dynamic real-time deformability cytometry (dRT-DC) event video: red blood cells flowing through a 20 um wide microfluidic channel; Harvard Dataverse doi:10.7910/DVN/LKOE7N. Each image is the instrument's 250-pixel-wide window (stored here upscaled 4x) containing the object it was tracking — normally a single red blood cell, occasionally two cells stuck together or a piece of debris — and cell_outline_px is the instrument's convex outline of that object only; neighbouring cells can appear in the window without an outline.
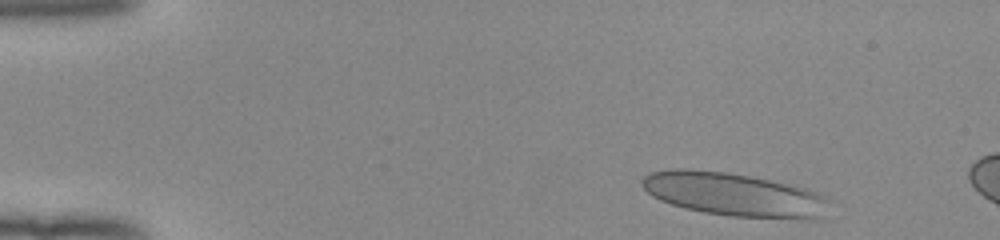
{"species": "human", "species_latin": "Homo sapiens", "temperature_condition": "room temperature", "stored_images_in_passage": 7, "camera_frame_rate_fps": 3000, "um_per_image_px": 0.085, "donor": {"sex": "female"}, "frame": {"image": 1, "passage_image": 2, "time_ms": 0.333, "image_size_px": [1000, 240], "cell_outline_px": [[828, 200], [824, 216], [732, 216], [704, 212], [684, 208], [660, 200], [652, 196], [640, 184], [640, 180], [644, 176], [652, 172], [672, 168], [684, 168], [724, 172], [748, 176], [768, 180], [804, 188], [816, 192], [824, 196]], "centroid_in_image_um": [62.22, 16.48], "position_along_channel_um": 22.8, "area_um2": 45.89}}